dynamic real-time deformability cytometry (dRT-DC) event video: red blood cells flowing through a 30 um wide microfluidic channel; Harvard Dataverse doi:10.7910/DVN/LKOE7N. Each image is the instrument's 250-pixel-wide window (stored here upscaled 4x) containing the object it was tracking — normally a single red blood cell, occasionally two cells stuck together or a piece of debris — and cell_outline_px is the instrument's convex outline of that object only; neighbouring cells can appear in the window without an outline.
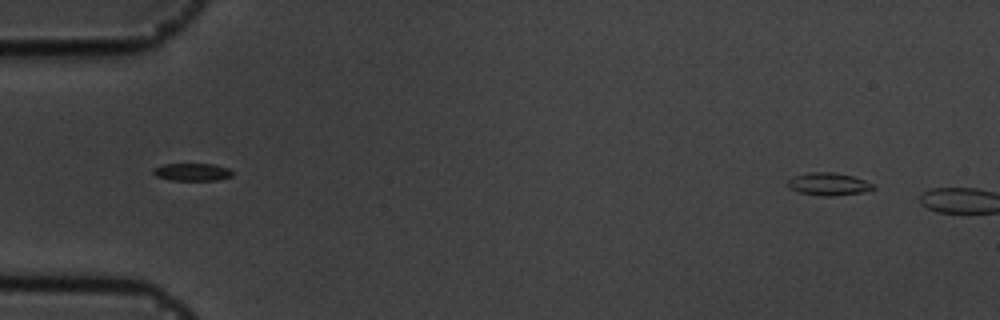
{"species": "common noctule bat (a hibernating species)", "species_latin": "Nyctalus noctula", "temperature_condition": "cold", "stored_images_in_passage": 3, "camera_frame_rate_fps": 3000, "um_per_image_px": 0.085, "animal": {"sex": "male", "body_mass_g": 19.5, "forearm_length_mm": 54.6}, "frame": {"image": 1, "passage_image": 1, "time_ms": 0.0, "image_size_px": [1000, 320], "cell_outline_px": [[876, 188], [864, 192], [832, 196], [824, 196], [800, 192], [788, 188], [784, 184], [792, 176], [808, 172], [832, 172], [852, 176], [876, 184]], "centroid_in_image_um": [70.4, 15.64], "position_along_channel_um": 14.6, "area_um2": 11.44}}